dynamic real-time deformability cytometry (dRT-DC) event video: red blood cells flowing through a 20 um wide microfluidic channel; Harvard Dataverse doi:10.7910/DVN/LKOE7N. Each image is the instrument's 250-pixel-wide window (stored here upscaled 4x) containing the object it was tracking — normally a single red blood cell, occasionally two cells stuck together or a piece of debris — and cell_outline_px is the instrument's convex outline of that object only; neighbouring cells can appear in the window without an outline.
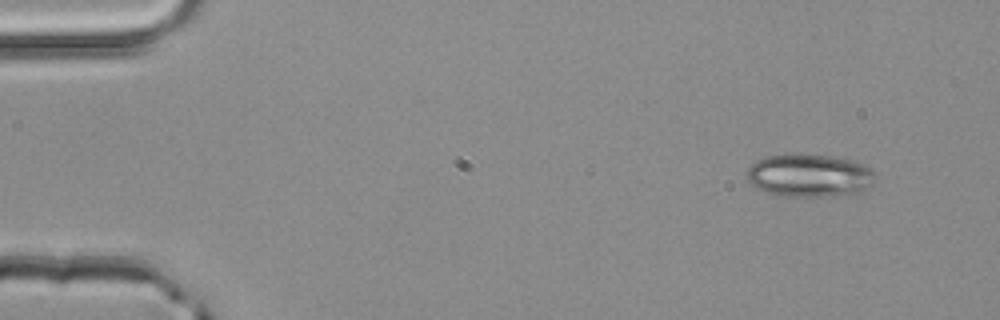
{"species": "common noctule bat (a hibernating species)", "species_latin": "Nyctalus noctula", "temperature_condition": "room temperature", "stored_images_in_passage": 46, "camera_frame_rate_fps": 3000, "um_per_image_px": 0.085, "animal": {"sex": "male", "body_mass_g": 20.4}, "frame": {"image": 1, "passage_image": 1, "time_ms": 0.0, "image_size_px": [1000, 320], "cell_outline_px": [[876, 176], [872, 184], [856, 192], [828, 196], [780, 196], [756, 188], [748, 180], [748, 168], [756, 160], [764, 156], [828, 156], [856, 160], [864, 164], [876, 172]], "centroid_in_image_um": [68.82, 14.93], "position_along_channel_um": 16.2, "area_um2": 31.44}}
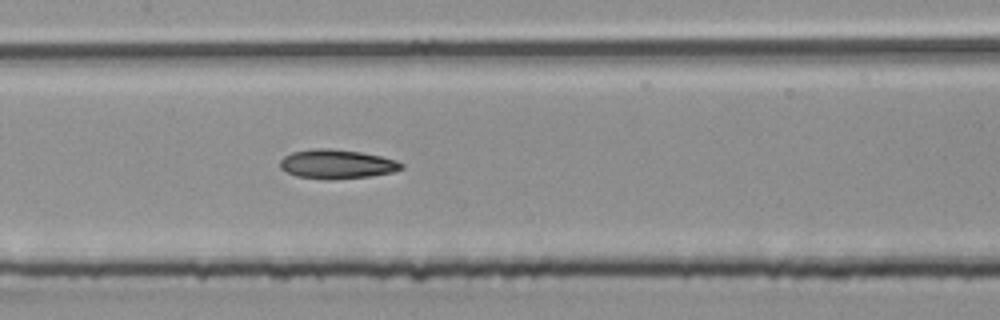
{"frame": {"image": 2, "passage_image": 21, "time_ms": 6.667, "image_size_px": [1000, 320], "cell_outline_px": [[404, 168], [396, 172], [368, 176], [328, 180], [296, 176], [280, 168], [280, 160], [284, 156], [292, 152], [312, 148], [328, 148], [360, 152], [380, 156], [396, 160], [404, 164]], "centroid_in_image_um": [28.64, 13.95], "position_along_channel_um": 178.8, "area_um2": 20.69}}
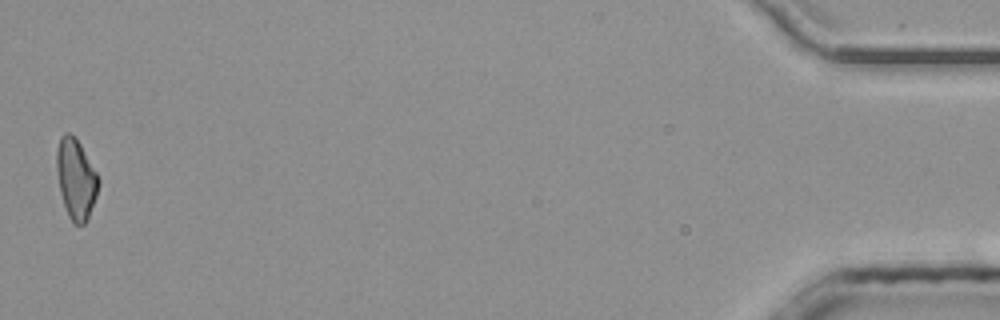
{"frame": {"image": 3, "passage_image": 46, "time_ms": 15.0, "image_size_px": [1000, 320], "cell_outline_px": [[100, 184], [96, 196], [88, 216], [84, 224], [76, 224], [68, 216], [60, 192], [56, 168], [56, 148], [60, 136], [64, 132], [68, 132], [80, 144], [96, 172], [100, 180]], "centroid_in_image_um": [6.44, 15.18], "position_along_channel_um": 428.8, "area_um2": 19.31}, "authors_computed_cell_mechanics": {"area_um2": 20.1144, "velocity_mm_per_s": 4.2033, "shape_relaxation_time_tau1_ms": null, "shape_relaxation_time_tau2_ms": 7.4488, "deformation_change_tau1": null, "deformation_change_tau2": 0.1588}}